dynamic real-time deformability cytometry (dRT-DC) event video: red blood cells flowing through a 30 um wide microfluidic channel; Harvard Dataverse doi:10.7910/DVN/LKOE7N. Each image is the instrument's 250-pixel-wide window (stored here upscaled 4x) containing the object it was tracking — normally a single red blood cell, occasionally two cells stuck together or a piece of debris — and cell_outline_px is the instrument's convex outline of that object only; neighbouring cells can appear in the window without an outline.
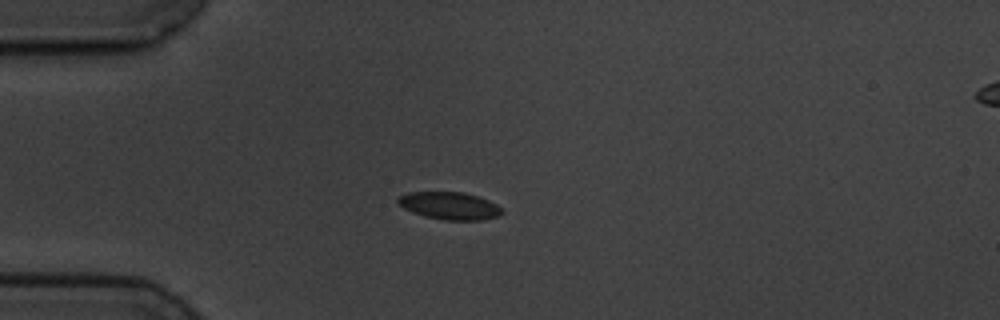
{"species": "common noctule bat (a hibernating species)", "species_latin": "Nyctalus noctula", "temperature_condition": "cold", "stored_images_in_passage": 6, "camera_frame_rate_fps": 3000, "um_per_image_px": 0.085, "animal": {"sex": "male", "body_mass_g": 19.5, "forearm_length_mm": 54.6}, "frame": {"image": 1, "passage_image": 5, "time_ms": 4.333, "image_size_px": [1000, 320], "cell_outline_px": [[504, 212], [500, 216], [484, 220], [444, 220], [424, 216], [412, 212], [396, 204], [396, 196], [408, 192], [464, 192], [488, 200], [496, 204]], "centroid_in_image_um": [38.18, 17.49], "position_along_channel_um": 46.8, "area_um2": 16.88}}